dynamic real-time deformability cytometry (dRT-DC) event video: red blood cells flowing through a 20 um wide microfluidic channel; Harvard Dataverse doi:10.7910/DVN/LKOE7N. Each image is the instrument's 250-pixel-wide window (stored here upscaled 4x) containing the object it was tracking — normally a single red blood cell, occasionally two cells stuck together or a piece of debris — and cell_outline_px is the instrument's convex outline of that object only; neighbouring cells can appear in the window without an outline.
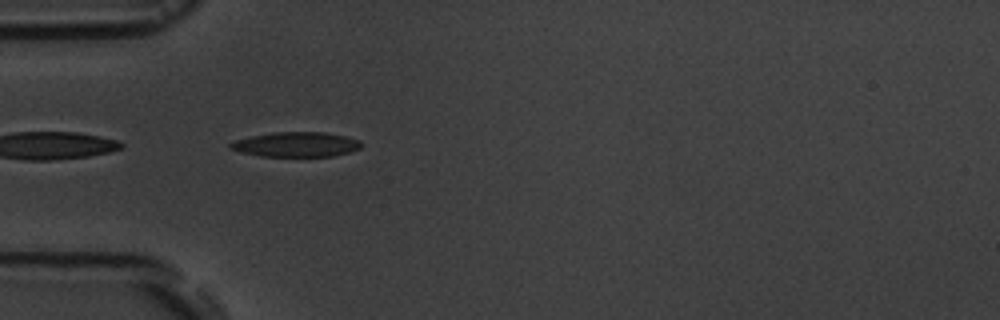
{"species": "common noctule bat (a hibernating species)", "species_latin": "Nyctalus noctula", "temperature_condition": "room temperature", "stored_images_in_passage": 7, "camera_frame_rate_fps": 3000, "um_per_image_px": 0.085, "animal": {"sex": "male", "body_mass_g": 19.5, "forearm_length_mm": 54.6}, "frame": {"image": 1, "passage_image": 4, "time_ms": 3.333, "image_size_px": [1000, 320], "cell_outline_px": [[364, 144], [360, 148], [348, 152], [332, 156], [260, 156], [240, 152], [232, 148], [228, 144], [236, 140], [252, 136], [272, 132], [324, 132], [344, 136], [360, 140]], "centroid_in_image_um": [25.2, 12.27], "position_along_channel_um": 59.8, "area_um2": 18.79}}
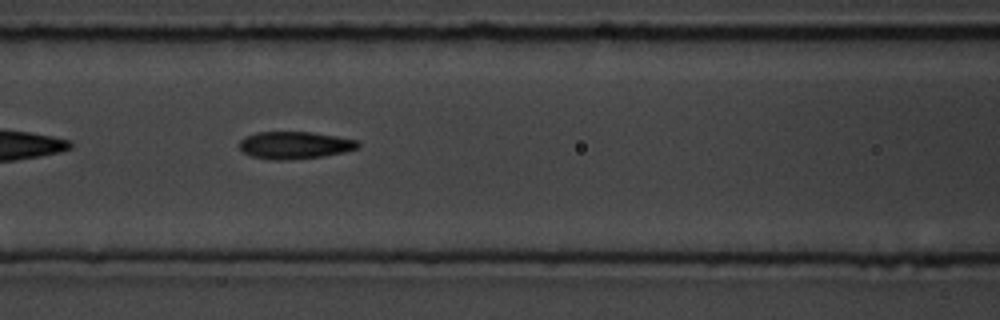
{"frame": {"image": 2, "passage_image": 6, "time_ms": 5.667, "image_size_px": [1000, 320], "cell_outline_px": [[360, 148], [344, 152], [324, 156], [288, 160], [272, 160], [252, 156], [244, 152], [240, 148], [240, 140], [244, 136], [256, 132], [312, 132], [336, 136], [356, 140], [360, 144]], "centroid_in_image_um": [25.06, 12.34], "position_along_channel_um": 141.5, "area_um2": 18.96}}
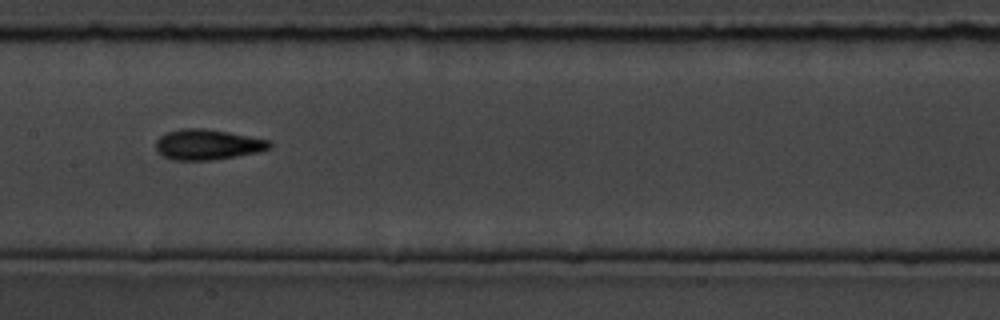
{"frame": {"image": 3, "passage_image": 7, "time_ms": 7.0, "image_size_px": [1000, 320], "cell_outline_px": [[272, 144], [268, 148], [256, 152], [236, 156], [212, 160], [172, 160], [164, 156], [156, 148], [156, 140], [160, 136], [168, 132], [180, 128], [204, 128], [228, 132], [272, 140]], "centroid_in_image_um": [17.64, 12.28], "position_along_channel_um": 189.8, "area_um2": 20.06}}